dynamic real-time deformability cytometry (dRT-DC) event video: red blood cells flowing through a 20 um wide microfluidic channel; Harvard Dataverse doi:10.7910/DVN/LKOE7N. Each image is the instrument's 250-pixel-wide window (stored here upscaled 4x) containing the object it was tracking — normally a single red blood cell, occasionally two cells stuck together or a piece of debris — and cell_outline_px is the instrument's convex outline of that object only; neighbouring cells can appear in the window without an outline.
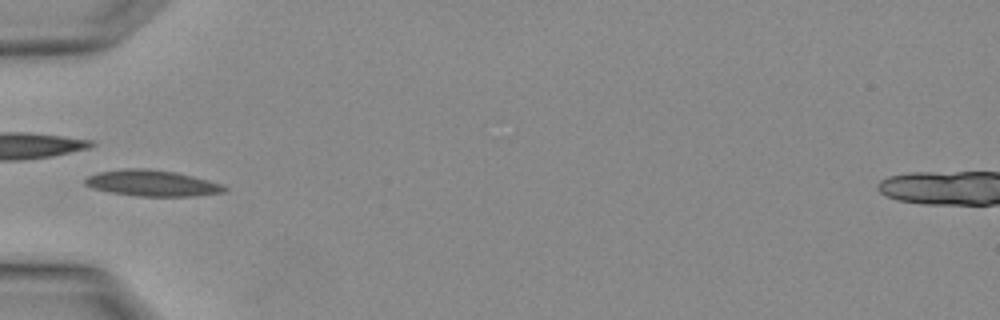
{"species": "Egyptian fruit bat (a non-hibernating species)", "species_latin": "Rousettus aegyptiacus", "temperature_condition": "warm", "stored_images_in_passage": 4, "camera_frame_rate_fps": 3000, "um_per_image_px": 0.085, "animal": {"sex": "female"}, "frame": {"image": 1, "passage_image": 4, "time_ms": 1.0, "image_size_px": [1000, 320], "cell_outline_px": [[228, 188], [224, 192], [196, 196], [140, 196], [112, 192], [92, 188], [84, 184], [84, 180], [88, 176], [96, 172], [124, 168], [148, 168], [176, 172], [224, 184]], "centroid_in_image_um": [12.93, 15.56], "position_along_channel_um": 72.1, "area_um2": 21.27}}